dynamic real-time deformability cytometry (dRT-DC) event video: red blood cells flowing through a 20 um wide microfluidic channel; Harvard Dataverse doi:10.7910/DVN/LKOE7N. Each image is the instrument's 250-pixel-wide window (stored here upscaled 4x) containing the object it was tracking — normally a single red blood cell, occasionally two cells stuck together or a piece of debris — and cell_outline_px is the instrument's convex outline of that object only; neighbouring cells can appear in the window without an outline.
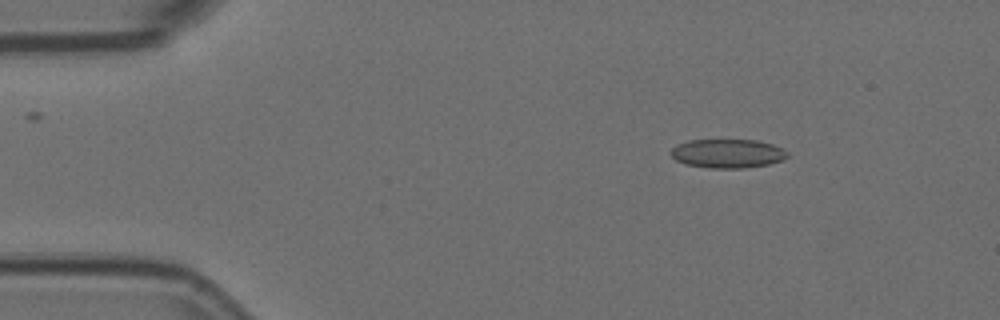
{"species": "Egyptian fruit bat (a non-hibernating species)", "species_latin": "Rousettus aegyptiacus", "temperature_condition": "room temperature", "stored_images_in_passage": 6, "camera_frame_rate_fps": 3000, "um_per_image_px": 0.085, "animal": {"sex": "female"}, "frame": {"image": 1, "passage_image": 3, "time_ms": 0.667, "image_size_px": [1000, 320], "cell_outline_px": [[788, 156], [784, 160], [768, 164], [744, 168], [708, 168], [684, 164], [676, 160], [672, 156], [672, 148], [676, 144], [688, 140], [756, 140], [772, 144], [784, 148], [788, 152]], "centroid_in_image_um": [61.86, 13.05], "position_along_channel_um": 23.1, "area_um2": 19.77}}
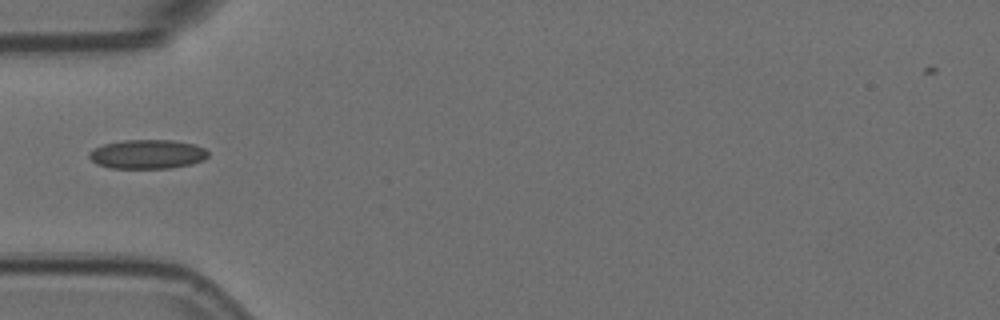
{"frame": {"image": 2, "passage_image": 6, "time_ms": 1.667, "image_size_px": [1000, 320], "cell_outline_px": [[208, 156], [204, 160], [192, 164], [168, 168], [112, 168], [96, 164], [88, 156], [88, 152], [104, 144], [124, 140], [172, 140], [196, 144], [204, 148], [208, 152]], "centroid_in_image_um": [12.55, 13.1], "position_along_channel_um": 72.5, "area_um2": 20.23}}